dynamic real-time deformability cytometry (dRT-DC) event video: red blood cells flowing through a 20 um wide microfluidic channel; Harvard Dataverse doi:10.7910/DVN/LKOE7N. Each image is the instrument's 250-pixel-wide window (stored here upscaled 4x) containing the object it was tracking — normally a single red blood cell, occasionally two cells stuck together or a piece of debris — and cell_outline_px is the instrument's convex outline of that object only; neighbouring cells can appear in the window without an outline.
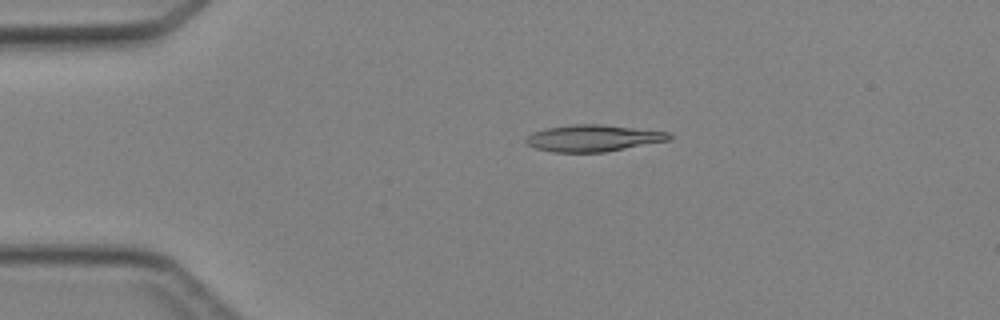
{"species": "Egyptian fruit bat (a non-hibernating species)", "species_latin": "Rousettus aegyptiacus", "temperature_condition": "cold", "stored_images_in_passage": 4, "camera_frame_rate_fps": 3000, "um_per_image_px": 0.085, "animal": {"sex": "female"}, "frame": {"image": 1, "passage_image": 3, "time_ms": 2.0, "image_size_px": [1000, 320], "cell_outline_px": [[672, 136], [668, 140], [604, 152], [552, 152], [536, 148], [524, 144], [524, 140], [532, 132], [544, 128], [572, 124], [604, 124], [672, 132]], "centroid_in_image_um": [50.38, 11.73], "position_along_channel_um": 34.6, "area_um2": 22.43}}